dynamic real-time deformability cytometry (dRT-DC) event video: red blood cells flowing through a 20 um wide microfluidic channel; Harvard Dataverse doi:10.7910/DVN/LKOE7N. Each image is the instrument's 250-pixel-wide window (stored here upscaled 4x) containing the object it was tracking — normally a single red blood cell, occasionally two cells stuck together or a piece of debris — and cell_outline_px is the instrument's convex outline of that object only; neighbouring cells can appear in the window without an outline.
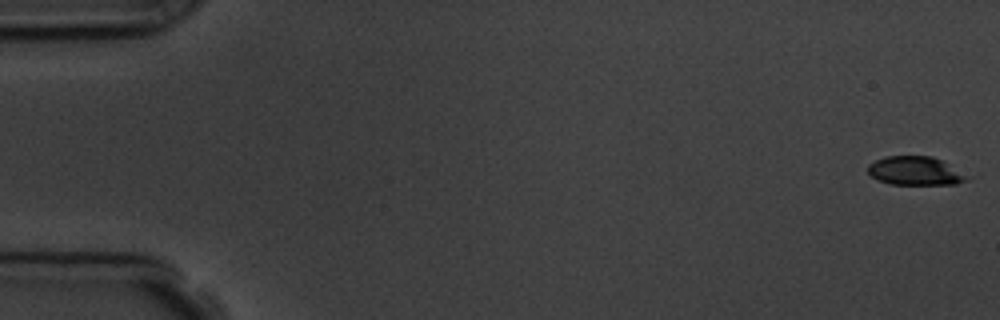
{"species": "common noctule bat (a hibernating species)", "species_latin": "Nyctalus noctula", "temperature_condition": "room temperature", "stored_images_in_passage": 5, "camera_frame_rate_fps": 3000, "um_per_image_px": 0.085, "animal": {"sex": "male", "body_mass_g": 19.5, "forearm_length_mm": 54.6}, "frame": {"image": 1, "passage_image": 1, "time_ms": 0.0, "image_size_px": [1000, 320], "cell_outline_px": [[972, 176], [968, 180], [956, 184], [892, 184], [876, 180], [868, 172], [868, 164], [884, 156], [932, 156]], "centroid_in_image_um": [77.82, 14.53], "position_along_channel_um": 7.2, "area_um2": 16.65}}
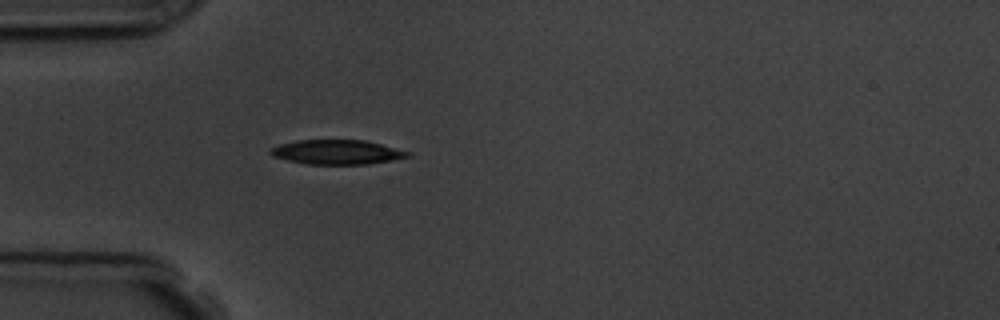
{"frame": {"image": 2, "passage_image": 5, "time_ms": 5.333, "image_size_px": [1000, 320], "cell_outline_px": [[412, 156], [392, 160], [368, 164], [308, 164], [288, 160], [272, 156], [268, 152], [272, 148], [280, 144], [296, 140], [364, 140], [380, 144], [408, 152]], "centroid_in_image_um": [28.61, 12.93], "position_along_channel_um": 56.4, "area_um2": 19.36}}